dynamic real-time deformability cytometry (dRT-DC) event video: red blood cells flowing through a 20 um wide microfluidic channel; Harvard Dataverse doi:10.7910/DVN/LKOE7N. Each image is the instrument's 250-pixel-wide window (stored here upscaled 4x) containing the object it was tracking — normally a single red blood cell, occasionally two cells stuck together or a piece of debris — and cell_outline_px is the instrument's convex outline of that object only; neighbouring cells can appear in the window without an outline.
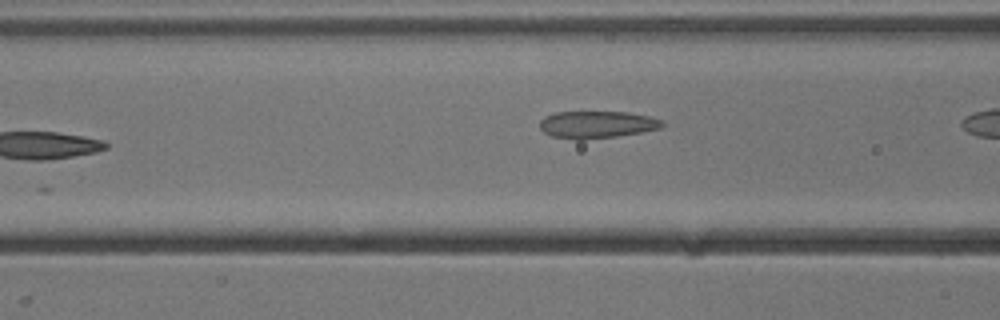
{"species": "common noctule bat (a hibernating species)", "species_latin": "Nyctalus noctula", "temperature_condition": "cold", "stored_images_in_passage": 35, "camera_frame_rate_fps": 3000, "um_per_image_px": 0.085, "animal": {"sex": "male", "body_mass_g": 13.3}, "frame": {"image": 1, "passage_image": 6, "time_ms": 1.667, "image_size_px": [1000, 320], "cell_outline_px": [[664, 124], [660, 128], [640, 132], [616, 136], [584, 140], [576, 140], [552, 136], [544, 132], [540, 128], [540, 120], [544, 116], [556, 112], [628, 112], [648, 116], [660, 120]], "centroid_in_image_um": [50.69, 10.59], "position_along_channel_um": 115.9, "area_um2": 19.31}}
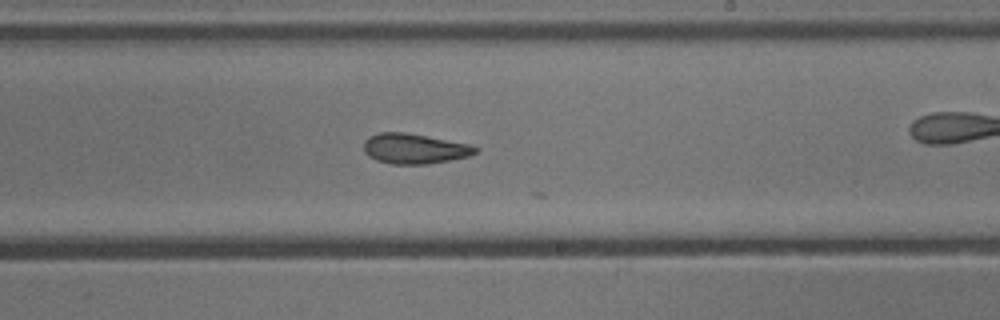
{"frame": {"image": 2, "passage_image": 13, "time_ms": 4.0, "image_size_px": [1000, 320], "cell_outline_px": [[480, 148], [476, 152], [468, 156], [428, 164], [392, 164], [376, 160], [368, 156], [364, 152], [364, 140], [368, 136], [380, 132], [408, 132], [472, 144]], "centroid_in_image_um": [35.22, 12.62], "position_along_channel_um": 253.8, "area_um2": 19.88}}
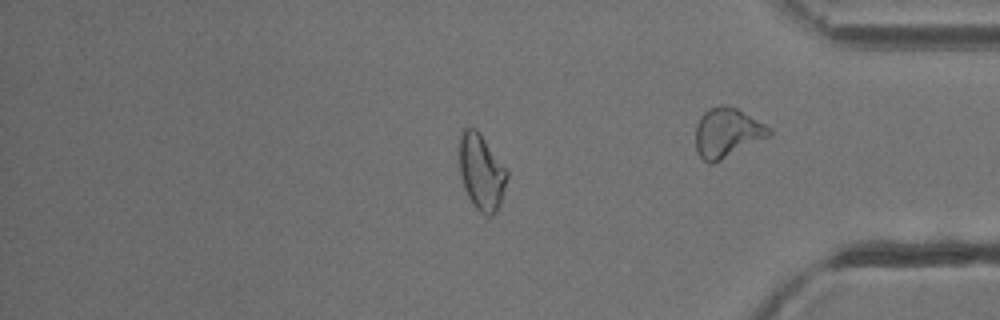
{"frame": {"image": 3, "passage_image": 26, "time_ms": 8.333, "image_size_px": [1000, 320], "cell_outline_px": [[508, 176], [500, 204], [496, 212], [492, 216], [488, 216], [480, 212], [472, 204], [464, 188], [460, 176], [460, 136], [464, 128], [476, 128], [480, 132], [508, 168]], "centroid_in_image_um": [40.95, 14.61], "position_along_channel_um": 394.3, "area_um2": 21.39}, "authors_computed_cell_mechanics": {"area_um2": 20.2878, "velocity_mm_per_s": 3.9161, "shape_relaxation_time_tau1_ms": 6.0679, "shape_relaxation_time_tau2_ms": 1.6305, "deformation_change_tau1": 0.1632, "deformation_change_tau2": 0.0814}}